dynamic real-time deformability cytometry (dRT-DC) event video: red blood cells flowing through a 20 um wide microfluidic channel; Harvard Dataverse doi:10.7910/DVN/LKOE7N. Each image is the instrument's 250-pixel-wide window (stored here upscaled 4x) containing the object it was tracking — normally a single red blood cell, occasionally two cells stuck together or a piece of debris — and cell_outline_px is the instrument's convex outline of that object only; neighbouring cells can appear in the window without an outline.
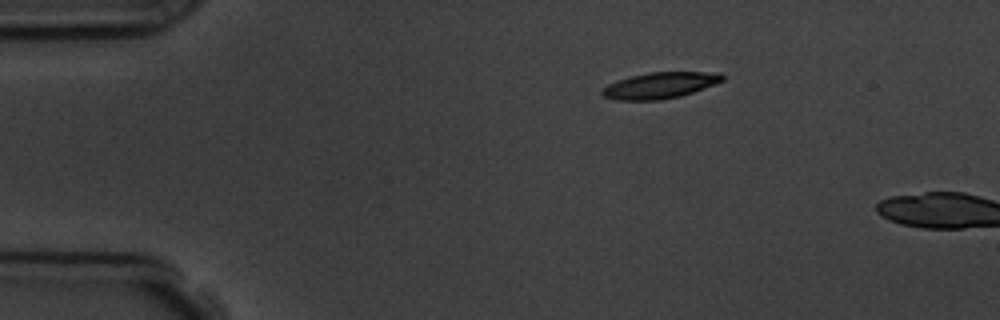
{"species": "common noctule bat (a hibernating species)", "species_latin": "Nyctalus noctula", "temperature_condition": "room temperature", "stored_images_in_passage": 2, "camera_frame_rate_fps": 3000, "um_per_image_px": 0.085, "animal": {"sex": "male", "body_mass_g": 19.5, "forearm_length_mm": 54.6}, "frame": {"image": 1, "passage_image": 1, "time_ms": 0.0, "image_size_px": [1000, 320], "cell_outline_px": [[724, 80], [692, 92], [680, 96], [660, 100], [616, 100], [604, 96], [600, 92], [608, 84], [632, 76], [648, 72], [720, 72], [724, 76]], "centroid_in_image_um": [56.1, 7.25], "position_along_channel_um": 28.9, "area_um2": 18.09}}